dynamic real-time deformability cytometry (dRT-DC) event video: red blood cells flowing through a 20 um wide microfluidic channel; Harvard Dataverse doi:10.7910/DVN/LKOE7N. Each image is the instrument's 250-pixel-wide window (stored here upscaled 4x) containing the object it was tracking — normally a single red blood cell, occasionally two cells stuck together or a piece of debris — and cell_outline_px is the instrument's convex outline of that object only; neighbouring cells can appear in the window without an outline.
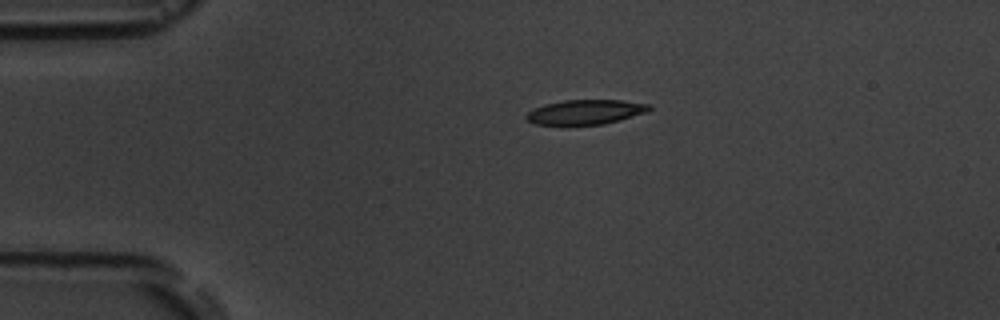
{"species": "common noctule bat (a hibernating species)", "species_latin": "Nyctalus noctula", "temperature_condition": "room temperature", "stored_images_in_passage": 2, "camera_frame_rate_fps": 3000, "um_per_image_px": 0.085, "animal": {"sex": "male", "body_mass_g": 19.5, "forearm_length_mm": 54.6}, "frame": {"image": 1, "passage_image": 1, "time_ms": 0.0, "image_size_px": [1000, 320], "cell_outline_px": [[652, 108], [648, 112], [620, 120], [604, 124], [536, 124], [528, 120], [524, 116], [532, 108], [544, 104], [564, 100], [624, 100], [652, 104]], "centroid_in_image_um": [49.81, 9.5], "position_along_channel_um": 35.2, "area_um2": 17.74}}